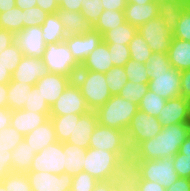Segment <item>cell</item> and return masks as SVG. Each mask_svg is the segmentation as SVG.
Listing matches in <instances>:
<instances>
[{
	"mask_svg": "<svg viewBox=\"0 0 190 191\" xmlns=\"http://www.w3.org/2000/svg\"><path fill=\"white\" fill-rule=\"evenodd\" d=\"M189 134L190 123L162 127L155 137L141 142L131 155L136 161L173 157L179 152L180 145Z\"/></svg>",
	"mask_w": 190,
	"mask_h": 191,
	"instance_id": "1",
	"label": "cell"
},
{
	"mask_svg": "<svg viewBox=\"0 0 190 191\" xmlns=\"http://www.w3.org/2000/svg\"><path fill=\"white\" fill-rule=\"evenodd\" d=\"M108 51L111 53V61L113 66H124L130 59L128 45L107 43Z\"/></svg>",
	"mask_w": 190,
	"mask_h": 191,
	"instance_id": "48",
	"label": "cell"
},
{
	"mask_svg": "<svg viewBox=\"0 0 190 191\" xmlns=\"http://www.w3.org/2000/svg\"><path fill=\"white\" fill-rule=\"evenodd\" d=\"M127 2V0H102L104 10L124 11Z\"/></svg>",
	"mask_w": 190,
	"mask_h": 191,
	"instance_id": "55",
	"label": "cell"
},
{
	"mask_svg": "<svg viewBox=\"0 0 190 191\" xmlns=\"http://www.w3.org/2000/svg\"><path fill=\"white\" fill-rule=\"evenodd\" d=\"M41 29L47 46L64 42V39L67 37L57 13L49 14L41 25Z\"/></svg>",
	"mask_w": 190,
	"mask_h": 191,
	"instance_id": "29",
	"label": "cell"
},
{
	"mask_svg": "<svg viewBox=\"0 0 190 191\" xmlns=\"http://www.w3.org/2000/svg\"><path fill=\"white\" fill-rule=\"evenodd\" d=\"M113 67L111 53L108 51L107 43L103 40L79 65L81 70L107 73Z\"/></svg>",
	"mask_w": 190,
	"mask_h": 191,
	"instance_id": "22",
	"label": "cell"
},
{
	"mask_svg": "<svg viewBox=\"0 0 190 191\" xmlns=\"http://www.w3.org/2000/svg\"><path fill=\"white\" fill-rule=\"evenodd\" d=\"M123 67L127 74L128 81L141 84L149 83L150 74L146 70V64L130 58Z\"/></svg>",
	"mask_w": 190,
	"mask_h": 191,
	"instance_id": "39",
	"label": "cell"
},
{
	"mask_svg": "<svg viewBox=\"0 0 190 191\" xmlns=\"http://www.w3.org/2000/svg\"><path fill=\"white\" fill-rule=\"evenodd\" d=\"M180 96L190 101V69L181 72Z\"/></svg>",
	"mask_w": 190,
	"mask_h": 191,
	"instance_id": "53",
	"label": "cell"
},
{
	"mask_svg": "<svg viewBox=\"0 0 190 191\" xmlns=\"http://www.w3.org/2000/svg\"><path fill=\"white\" fill-rule=\"evenodd\" d=\"M162 130L158 117L138 110L126 130V139L131 152L143 141L155 137Z\"/></svg>",
	"mask_w": 190,
	"mask_h": 191,
	"instance_id": "5",
	"label": "cell"
},
{
	"mask_svg": "<svg viewBox=\"0 0 190 191\" xmlns=\"http://www.w3.org/2000/svg\"><path fill=\"white\" fill-rule=\"evenodd\" d=\"M130 58L140 63L146 64L152 51L145 39L137 32L128 44Z\"/></svg>",
	"mask_w": 190,
	"mask_h": 191,
	"instance_id": "36",
	"label": "cell"
},
{
	"mask_svg": "<svg viewBox=\"0 0 190 191\" xmlns=\"http://www.w3.org/2000/svg\"><path fill=\"white\" fill-rule=\"evenodd\" d=\"M36 152L30 147L24 139L16 146L11 154L12 172L27 173L30 170Z\"/></svg>",
	"mask_w": 190,
	"mask_h": 191,
	"instance_id": "28",
	"label": "cell"
},
{
	"mask_svg": "<svg viewBox=\"0 0 190 191\" xmlns=\"http://www.w3.org/2000/svg\"><path fill=\"white\" fill-rule=\"evenodd\" d=\"M15 43L26 57L43 58L47 48L41 25L23 28L15 35Z\"/></svg>",
	"mask_w": 190,
	"mask_h": 191,
	"instance_id": "15",
	"label": "cell"
},
{
	"mask_svg": "<svg viewBox=\"0 0 190 191\" xmlns=\"http://www.w3.org/2000/svg\"><path fill=\"white\" fill-rule=\"evenodd\" d=\"M36 4V0H15L16 7L20 8L21 10L34 7Z\"/></svg>",
	"mask_w": 190,
	"mask_h": 191,
	"instance_id": "64",
	"label": "cell"
},
{
	"mask_svg": "<svg viewBox=\"0 0 190 191\" xmlns=\"http://www.w3.org/2000/svg\"><path fill=\"white\" fill-rule=\"evenodd\" d=\"M26 174L32 191H71L73 176L67 173L57 175L45 171H28Z\"/></svg>",
	"mask_w": 190,
	"mask_h": 191,
	"instance_id": "14",
	"label": "cell"
},
{
	"mask_svg": "<svg viewBox=\"0 0 190 191\" xmlns=\"http://www.w3.org/2000/svg\"><path fill=\"white\" fill-rule=\"evenodd\" d=\"M167 54L175 69L181 72L190 69V41L172 37Z\"/></svg>",
	"mask_w": 190,
	"mask_h": 191,
	"instance_id": "27",
	"label": "cell"
},
{
	"mask_svg": "<svg viewBox=\"0 0 190 191\" xmlns=\"http://www.w3.org/2000/svg\"><path fill=\"white\" fill-rule=\"evenodd\" d=\"M8 84H0V108L7 107Z\"/></svg>",
	"mask_w": 190,
	"mask_h": 191,
	"instance_id": "62",
	"label": "cell"
},
{
	"mask_svg": "<svg viewBox=\"0 0 190 191\" xmlns=\"http://www.w3.org/2000/svg\"><path fill=\"white\" fill-rule=\"evenodd\" d=\"M87 149L76 146L69 142L63 143V153L66 154V161L64 164V173L71 176L83 171V161L85 159V152Z\"/></svg>",
	"mask_w": 190,
	"mask_h": 191,
	"instance_id": "30",
	"label": "cell"
},
{
	"mask_svg": "<svg viewBox=\"0 0 190 191\" xmlns=\"http://www.w3.org/2000/svg\"><path fill=\"white\" fill-rule=\"evenodd\" d=\"M66 154L63 153V143L56 141L49 144L33 158L29 171H45L52 174L60 175L64 173V164Z\"/></svg>",
	"mask_w": 190,
	"mask_h": 191,
	"instance_id": "10",
	"label": "cell"
},
{
	"mask_svg": "<svg viewBox=\"0 0 190 191\" xmlns=\"http://www.w3.org/2000/svg\"><path fill=\"white\" fill-rule=\"evenodd\" d=\"M137 32L148 43L152 52L168 53L172 32L165 26L159 16L147 21L137 28Z\"/></svg>",
	"mask_w": 190,
	"mask_h": 191,
	"instance_id": "11",
	"label": "cell"
},
{
	"mask_svg": "<svg viewBox=\"0 0 190 191\" xmlns=\"http://www.w3.org/2000/svg\"><path fill=\"white\" fill-rule=\"evenodd\" d=\"M81 14L92 25L98 21L99 16L104 11L102 0H82Z\"/></svg>",
	"mask_w": 190,
	"mask_h": 191,
	"instance_id": "45",
	"label": "cell"
},
{
	"mask_svg": "<svg viewBox=\"0 0 190 191\" xmlns=\"http://www.w3.org/2000/svg\"><path fill=\"white\" fill-rule=\"evenodd\" d=\"M1 182L7 191H32L26 173L10 172L1 180Z\"/></svg>",
	"mask_w": 190,
	"mask_h": 191,
	"instance_id": "40",
	"label": "cell"
},
{
	"mask_svg": "<svg viewBox=\"0 0 190 191\" xmlns=\"http://www.w3.org/2000/svg\"><path fill=\"white\" fill-rule=\"evenodd\" d=\"M93 191H116L114 185L109 181H98Z\"/></svg>",
	"mask_w": 190,
	"mask_h": 191,
	"instance_id": "61",
	"label": "cell"
},
{
	"mask_svg": "<svg viewBox=\"0 0 190 191\" xmlns=\"http://www.w3.org/2000/svg\"><path fill=\"white\" fill-rule=\"evenodd\" d=\"M97 124L98 117L96 111L90 110L86 114H75L74 129L67 142L88 149L91 135Z\"/></svg>",
	"mask_w": 190,
	"mask_h": 191,
	"instance_id": "19",
	"label": "cell"
},
{
	"mask_svg": "<svg viewBox=\"0 0 190 191\" xmlns=\"http://www.w3.org/2000/svg\"><path fill=\"white\" fill-rule=\"evenodd\" d=\"M166 191H190V179L179 177Z\"/></svg>",
	"mask_w": 190,
	"mask_h": 191,
	"instance_id": "56",
	"label": "cell"
},
{
	"mask_svg": "<svg viewBox=\"0 0 190 191\" xmlns=\"http://www.w3.org/2000/svg\"><path fill=\"white\" fill-rule=\"evenodd\" d=\"M15 42V35L8 30L0 29V53Z\"/></svg>",
	"mask_w": 190,
	"mask_h": 191,
	"instance_id": "54",
	"label": "cell"
},
{
	"mask_svg": "<svg viewBox=\"0 0 190 191\" xmlns=\"http://www.w3.org/2000/svg\"><path fill=\"white\" fill-rule=\"evenodd\" d=\"M24 28L23 10L18 7L0 13V29H5L16 35Z\"/></svg>",
	"mask_w": 190,
	"mask_h": 191,
	"instance_id": "35",
	"label": "cell"
},
{
	"mask_svg": "<svg viewBox=\"0 0 190 191\" xmlns=\"http://www.w3.org/2000/svg\"><path fill=\"white\" fill-rule=\"evenodd\" d=\"M172 37L190 41V5H188L179 18L178 24L172 32Z\"/></svg>",
	"mask_w": 190,
	"mask_h": 191,
	"instance_id": "47",
	"label": "cell"
},
{
	"mask_svg": "<svg viewBox=\"0 0 190 191\" xmlns=\"http://www.w3.org/2000/svg\"><path fill=\"white\" fill-rule=\"evenodd\" d=\"M50 119V113H38L33 111L12 110L10 125L20 134L25 136L39 125Z\"/></svg>",
	"mask_w": 190,
	"mask_h": 191,
	"instance_id": "21",
	"label": "cell"
},
{
	"mask_svg": "<svg viewBox=\"0 0 190 191\" xmlns=\"http://www.w3.org/2000/svg\"><path fill=\"white\" fill-rule=\"evenodd\" d=\"M102 40V35L92 29L84 35L67 36L64 43L74 60L80 65Z\"/></svg>",
	"mask_w": 190,
	"mask_h": 191,
	"instance_id": "17",
	"label": "cell"
},
{
	"mask_svg": "<svg viewBox=\"0 0 190 191\" xmlns=\"http://www.w3.org/2000/svg\"><path fill=\"white\" fill-rule=\"evenodd\" d=\"M11 154L12 151H6L0 149V181L10 172L11 170Z\"/></svg>",
	"mask_w": 190,
	"mask_h": 191,
	"instance_id": "52",
	"label": "cell"
},
{
	"mask_svg": "<svg viewBox=\"0 0 190 191\" xmlns=\"http://www.w3.org/2000/svg\"><path fill=\"white\" fill-rule=\"evenodd\" d=\"M173 165L179 177L190 179V157L178 152L173 156Z\"/></svg>",
	"mask_w": 190,
	"mask_h": 191,
	"instance_id": "51",
	"label": "cell"
},
{
	"mask_svg": "<svg viewBox=\"0 0 190 191\" xmlns=\"http://www.w3.org/2000/svg\"><path fill=\"white\" fill-rule=\"evenodd\" d=\"M48 15L49 13L42 10L39 6L23 10L24 28L42 25Z\"/></svg>",
	"mask_w": 190,
	"mask_h": 191,
	"instance_id": "46",
	"label": "cell"
},
{
	"mask_svg": "<svg viewBox=\"0 0 190 191\" xmlns=\"http://www.w3.org/2000/svg\"><path fill=\"white\" fill-rule=\"evenodd\" d=\"M89 111L85 98L74 80L50 107V115L86 114Z\"/></svg>",
	"mask_w": 190,
	"mask_h": 191,
	"instance_id": "13",
	"label": "cell"
},
{
	"mask_svg": "<svg viewBox=\"0 0 190 191\" xmlns=\"http://www.w3.org/2000/svg\"><path fill=\"white\" fill-rule=\"evenodd\" d=\"M137 33V27L125 22L114 29L106 31L102 35V39L106 43H117L128 45Z\"/></svg>",
	"mask_w": 190,
	"mask_h": 191,
	"instance_id": "32",
	"label": "cell"
},
{
	"mask_svg": "<svg viewBox=\"0 0 190 191\" xmlns=\"http://www.w3.org/2000/svg\"><path fill=\"white\" fill-rule=\"evenodd\" d=\"M138 191H166V189L158 182L141 180Z\"/></svg>",
	"mask_w": 190,
	"mask_h": 191,
	"instance_id": "59",
	"label": "cell"
},
{
	"mask_svg": "<svg viewBox=\"0 0 190 191\" xmlns=\"http://www.w3.org/2000/svg\"><path fill=\"white\" fill-rule=\"evenodd\" d=\"M47 72L42 58L23 56L12 74V80L34 86Z\"/></svg>",
	"mask_w": 190,
	"mask_h": 191,
	"instance_id": "20",
	"label": "cell"
},
{
	"mask_svg": "<svg viewBox=\"0 0 190 191\" xmlns=\"http://www.w3.org/2000/svg\"><path fill=\"white\" fill-rule=\"evenodd\" d=\"M23 56V52L14 42L5 50L1 51L0 64L13 74Z\"/></svg>",
	"mask_w": 190,
	"mask_h": 191,
	"instance_id": "41",
	"label": "cell"
},
{
	"mask_svg": "<svg viewBox=\"0 0 190 191\" xmlns=\"http://www.w3.org/2000/svg\"><path fill=\"white\" fill-rule=\"evenodd\" d=\"M158 119L162 127L190 123V101L182 96L167 100Z\"/></svg>",
	"mask_w": 190,
	"mask_h": 191,
	"instance_id": "18",
	"label": "cell"
},
{
	"mask_svg": "<svg viewBox=\"0 0 190 191\" xmlns=\"http://www.w3.org/2000/svg\"><path fill=\"white\" fill-rule=\"evenodd\" d=\"M23 110L38 113H50V106L41 96L40 91L35 85L30 91H28V98L25 102Z\"/></svg>",
	"mask_w": 190,
	"mask_h": 191,
	"instance_id": "42",
	"label": "cell"
},
{
	"mask_svg": "<svg viewBox=\"0 0 190 191\" xmlns=\"http://www.w3.org/2000/svg\"><path fill=\"white\" fill-rule=\"evenodd\" d=\"M24 141L27 142L36 153H39L49 144L58 141L51 119L26 134L24 136Z\"/></svg>",
	"mask_w": 190,
	"mask_h": 191,
	"instance_id": "23",
	"label": "cell"
},
{
	"mask_svg": "<svg viewBox=\"0 0 190 191\" xmlns=\"http://www.w3.org/2000/svg\"><path fill=\"white\" fill-rule=\"evenodd\" d=\"M124 15L126 22L138 28L147 21L158 17L156 1L147 4L127 3Z\"/></svg>",
	"mask_w": 190,
	"mask_h": 191,
	"instance_id": "24",
	"label": "cell"
},
{
	"mask_svg": "<svg viewBox=\"0 0 190 191\" xmlns=\"http://www.w3.org/2000/svg\"><path fill=\"white\" fill-rule=\"evenodd\" d=\"M0 191H7L1 181H0Z\"/></svg>",
	"mask_w": 190,
	"mask_h": 191,
	"instance_id": "68",
	"label": "cell"
},
{
	"mask_svg": "<svg viewBox=\"0 0 190 191\" xmlns=\"http://www.w3.org/2000/svg\"><path fill=\"white\" fill-rule=\"evenodd\" d=\"M150 81L148 88L150 91L161 96L165 100L180 97L181 91V71L171 67L167 71L149 72Z\"/></svg>",
	"mask_w": 190,
	"mask_h": 191,
	"instance_id": "12",
	"label": "cell"
},
{
	"mask_svg": "<svg viewBox=\"0 0 190 191\" xmlns=\"http://www.w3.org/2000/svg\"><path fill=\"white\" fill-rule=\"evenodd\" d=\"M36 2V6H39L42 10L49 14L57 13L59 10V6L55 0H36Z\"/></svg>",
	"mask_w": 190,
	"mask_h": 191,
	"instance_id": "57",
	"label": "cell"
},
{
	"mask_svg": "<svg viewBox=\"0 0 190 191\" xmlns=\"http://www.w3.org/2000/svg\"><path fill=\"white\" fill-rule=\"evenodd\" d=\"M15 6V0H0V13L8 11Z\"/></svg>",
	"mask_w": 190,
	"mask_h": 191,
	"instance_id": "66",
	"label": "cell"
},
{
	"mask_svg": "<svg viewBox=\"0 0 190 191\" xmlns=\"http://www.w3.org/2000/svg\"><path fill=\"white\" fill-rule=\"evenodd\" d=\"M167 100L148 90L143 98L139 101V110L148 115L158 117Z\"/></svg>",
	"mask_w": 190,
	"mask_h": 191,
	"instance_id": "38",
	"label": "cell"
},
{
	"mask_svg": "<svg viewBox=\"0 0 190 191\" xmlns=\"http://www.w3.org/2000/svg\"><path fill=\"white\" fill-rule=\"evenodd\" d=\"M171 67L172 65L169 62L167 53L152 52L150 58L148 59V62L146 63V70L148 72L167 71Z\"/></svg>",
	"mask_w": 190,
	"mask_h": 191,
	"instance_id": "50",
	"label": "cell"
},
{
	"mask_svg": "<svg viewBox=\"0 0 190 191\" xmlns=\"http://www.w3.org/2000/svg\"><path fill=\"white\" fill-rule=\"evenodd\" d=\"M120 161L113 152L96 148H88L83 161V171L88 172L98 181L110 179L112 170Z\"/></svg>",
	"mask_w": 190,
	"mask_h": 191,
	"instance_id": "6",
	"label": "cell"
},
{
	"mask_svg": "<svg viewBox=\"0 0 190 191\" xmlns=\"http://www.w3.org/2000/svg\"><path fill=\"white\" fill-rule=\"evenodd\" d=\"M55 2L57 3L58 6H60L62 0H55Z\"/></svg>",
	"mask_w": 190,
	"mask_h": 191,
	"instance_id": "69",
	"label": "cell"
},
{
	"mask_svg": "<svg viewBox=\"0 0 190 191\" xmlns=\"http://www.w3.org/2000/svg\"><path fill=\"white\" fill-rule=\"evenodd\" d=\"M12 79V74L0 64V84H8Z\"/></svg>",
	"mask_w": 190,
	"mask_h": 191,
	"instance_id": "63",
	"label": "cell"
},
{
	"mask_svg": "<svg viewBox=\"0 0 190 191\" xmlns=\"http://www.w3.org/2000/svg\"><path fill=\"white\" fill-rule=\"evenodd\" d=\"M59 142H67L75 125V114L50 115Z\"/></svg>",
	"mask_w": 190,
	"mask_h": 191,
	"instance_id": "34",
	"label": "cell"
},
{
	"mask_svg": "<svg viewBox=\"0 0 190 191\" xmlns=\"http://www.w3.org/2000/svg\"><path fill=\"white\" fill-rule=\"evenodd\" d=\"M97 182L88 172L81 171L73 176L71 191H93Z\"/></svg>",
	"mask_w": 190,
	"mask_h": 191,
	"instance_id": "49",
	"label": "cell"
},
{
	"mask_svg": "<svg viewBox=\"0 0 190 191\" xmlns=\"http://www.w3.org/2000/svg\"><path fill=\"white\" fill-rule=\"evenodd\" d=\"M138 110V104L114 95L96 113L99 124L126 132Z\"/></svg>",
	"mask_w": 190,
	"mask_h": 191,
	"instance_id": "3",
	"label": "cell"
},
{
	"mask_svg": "<svg viewBox=\"0 0 190 191\" xmlns=\"http://www.w3.org/2000/svg\"><path fill=\"white\" fill-rule=\"evenodd\" d=\"M188 5H190V0H185Z\"/></svg>",
	"mask_w": 190,
	"mask_h": 191,
	"instance_id": "70",
	"label": "cell"
},
{
	"mask_svg": "<svg viewBox=\"0 0 190 191\" xmlns=\"http://www.w3.org/2000/svg\"><path fill=\"white\" fill-rule=\"evenodd\" d=\"M72 81L73 77L69 75L47 72L36 82L35 86L40 91L41 96L51 107Z\"/></svg>",
	"mask_w": 190,
	"mask_h": 191,
	"instance_id": "16",
	"label": "cell"
},
{
	"mask_svg": "<svg viewBox=\"0 0 190 191\" xmlns=\"http://www.w3.org/2000/svg\"><path fill=\"white\" fill-rule=\"evenodd\" d=\"M141 180L140 169L132 155L120 159L109 179L116 191H138Z\"/></svg>",
	"mask_w": 190,
	"mask_h": 191,
	"instance_id": "9",
	"label": "cell"
},
{
	"mask_svg": "<svg viewBox=\"0 0 190 191\" xmlns=\"http://www.w3.org/2000/svg\"><path fill=\"white\" fill-rule=\"evenodd\" d=\"M105 80L112 96L119 95L124 85L128 82L123 66H113L105 73Z\"/></svg>",
	"mask_w": 190,
	"mask_h": 191,
	"instance_id": "37",
	"label": "cell"
},
{
	"mask_svg": "<svg viewBox=\"0 0 190 191\" xmlns=\"http://www.w3.org/2000/svg\"><path fill=\"white\" fill-rule=\"evenodd\" d=\"M48 72L61 73L74 78L79 64L72 57L64 42L48 45L42 58Z\"/></svg>",
	"mask_w": 190,
	"mask_h": 191,
	"instance_id": "8",
	"label": "cell"
},
{
	"mask_svg": "<svg viewBox=\"0 0 190 191\" xmlns=\"http://www.w3.org/2000/svg\"><path fill=\"white\" fill-rule=\"evenodd\" d=\"M12 110L8 107L0 108V130L10 126Z\"/></svg>",
	"mask_w": 190,
	"mask_h": 191,
	"instance_id": "60",
	"label": "cell"
},
{
	"mask_svg": "<svg viewBox=\"0 0 190 191\" xmlns=\"http://www.w3.org/2000/svg\"><path fill=\"white\" fill-rule=\"evenodd\" d=\"M57 15L63 24L67 36L84 35L93 29L81 12L59 9Z\"/></svg>",
	"mask_w": 190,
	"mask_h": 191,
	"instance_id": "26",
	"label": "cell"
},
{
	"mask_svg": "<svg viewBox=\"0 0 190 191\" xmlns=\"http://www.w3.org/2000/svg\"><path fill=\"white\" fill-rule=\"evenodd\" d=\"M127 3H135V4H147L149 2H153L156 0H127Z\"/></svg>",
	"mask_w": 190,
	"mask_h": 191,
	"instance_id": "67",
	"label": "cell"
},
{
	"mask_svg": "<svg viewBox=\"0 0 190 191\" xmlns=\"http://www.w3.org/2000/svg\"><path fill=\"white\" fill-rule=\"evenodd\" d=\"M33 85L16 82L11 79L8 83L7 107L10 110H20L25 106V102L28 98V91L32 89Z\"/></svg>",
	"mask_w": 190,
	"mask_h": 191,
	"instance_id": "31",
	"label": "cell"
},
{
	"mask_svg": "<svg viewBox=\"0 0 190 191\" xmlns=\"http://www.w3.org/2000/svg\"><path fill=\"white\" fill-rule=\"evenodd\" d=\"M73 80L80 88L91 111H96L112 96L105 80V73L78 69Z\"/></svg>",
	"mask_w": 190,
	"mask_h": 191,
	"instance_id": "2",
	"label": "cell"
},
{
	"mask_svg": "<svg viewBox=\"0 0 190 191\" xmlns=\"http://www.w3.org/2000/svg\"><path fill=\"white\" fill-rule=\"evenodd\" d=\"M142 180L158 182L165 189L170 187L178 178L173 165V157L136 161Z\"/></svg>",
	"mask_w": 190,
	"mask_h": 191,
	"instance_id": "7",
	"label": "cell"
},
{
	"mask_svg": "<svg viewBox=\"0 0 190 191\" xmlns=\"http://www.w3.org/2000/svg\"><path fill=\"white\" fill-rule=\"evenodd\" d=\"M179 153L184 154V157H190V134L180 145Z\"/></svg>",
	"mask_w": 190,
	"mask_h": 191,
	"instance_id": "65",
	"label": "cell"
},
{
	"mask_svg": "<svg viewBox=\"0 0 190 191\" xmlns=\"http://www.w3.org/2000/svg\"><path fill=\"white\" fill-rule=\"evenodd\" d=\"M82 0H62L59 9L81 12Z\"/></svg>",
	"mask_w": 190,
	"mask_h": 191,
	"instance_id": "58",
	"label": "cell"
},
{
	"mask_svg": "<svg viewBox=\"0 0 190 191\" xmlns=\"http://www.w3.org/2000/svg\"><path fill=\"white\" fill-rule=\"evenodd\" d=\"M158 16L165 26L173 32L184 9L188 6L185 0H156Z\"/></svg>",
	"mask_w": 190,
	"mask_h": 191,
	"instance_id": "25",
	"label": "cell"
},
{
	"mask_svg": "<svg viewBox=\"0 0 190 191\" xmlns=\"http://www.w3.org/2000/svg\"><path fill=\"white\" fill-rule=\"evenodd\" d=\"M24 139L11 125L0 130V149L6 151H13L16 146Z\"/></svg>",
	"mask_w": 190,
	"mask_h": 191,
	"instance_id": "43",
	"label": "cell"
},
{
	"mask_svg": "<svg viewBox=\"0 0 190 191\" xmlns=\"http://www.w3.org/2000/svg\"><path fill=\"white\" fill-rule=\"evenodd\" d=\"M148 90V84L134 83L128 81L119 93V96L130 102L139 104V101L143 98Z\"/></svg>",
	"mask_w": 190,
	"mask_h": 191,
	"instance_id": "44",
	"label": "cell"
},
{
	"mask_svg": "<svg viewBox=\"0 0 190 191\" xmlns=\"http://www.w3.org/2000/svg\"><path fill=\"white\" fill-rule=\"evenodd\" d=\"M125 22L124 11L104 10L93 26V30L98 31L103 35L106 31L114 29Z\"/></svg>",
	"mask_w": 190,
	"mask_h": 191,
	"instance_id": "33",
	"label": "cell"
},
{
	"mask_svg": "<svg viewBox=\"0 0 190 191\" xmlns=\"http://www.w3.org/2000/svg\"><path fill=\"white\" fill-rule=\"evenodd\" d=\"M89 148L103 149L115 153L120 159L131 155L126 133L122 130L97 124L91 138Z\"/></svg>",
	"mask_w": 190,
	"mask_h": 191,
	"instance_id": "4",
	"label": "cell"
}]
</instances>
